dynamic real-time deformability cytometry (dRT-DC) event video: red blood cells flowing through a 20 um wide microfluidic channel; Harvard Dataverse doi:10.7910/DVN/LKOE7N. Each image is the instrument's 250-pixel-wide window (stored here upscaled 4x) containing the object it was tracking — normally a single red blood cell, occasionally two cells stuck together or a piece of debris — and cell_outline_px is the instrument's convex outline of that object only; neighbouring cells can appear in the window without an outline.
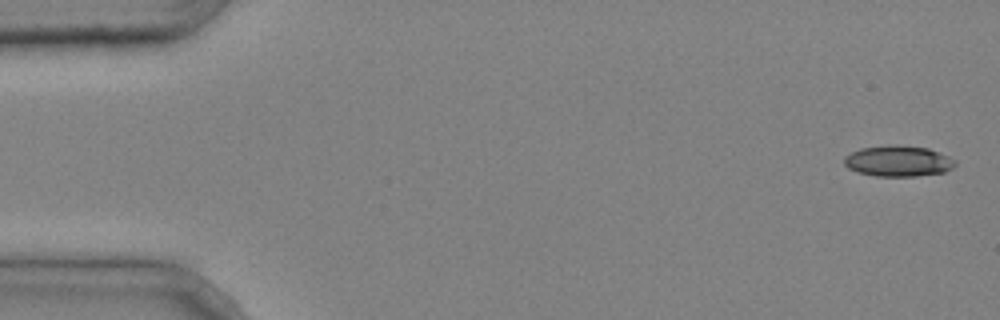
{"species": "common noctule bat (a hibernating species)", "species_latin": "Nyctalus noctula", "temperature_condition": "cold", "stored_images_in_passage": 4, "camera_frame_rate_fps": 3000, "um_per_image_px": 0.085, "animal": {"sex": "male", "body_mass_g": 20.4}, "frame": {"image": 1, "passage_image": 1, "time_ms": 0.0, "image_size_px": [1000, 320], "cell_outline_px": [[956, 164], [952, 168], [944, 172], [916, 176], [876, 176], [856, 172], [848, 168], [844, 164], [844, 156], [860, 148], [888, 144], [896, 144], [928, 148], [948, 156], [956, 160]], "centroid_in_image_um": [76.33, 13.68], "position_along_channel_um": 8.7, "area_um2": 20.17}}
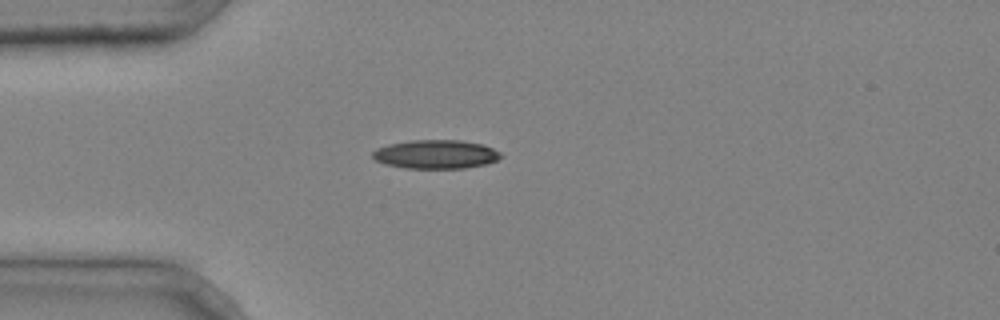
{"frame": {"image": 2, "passage_image": 4, "time_ms": 1.0, "image_size_px": [1000, 320], "cell_outline_px": [[504, 156], [496, 160], [484, 164], [464, 168], [404, 168], [384, 164], [376, 160], [372, 156], [372, 152], [376, 148], [388, 144], [412, 140], [460, 140], [480, 144], [492, 148], [500, 152]], "centroid_in_image_um": [37.01, 13.11], "position_along_channel_um": 48.0, "area_um2": 21.44}}